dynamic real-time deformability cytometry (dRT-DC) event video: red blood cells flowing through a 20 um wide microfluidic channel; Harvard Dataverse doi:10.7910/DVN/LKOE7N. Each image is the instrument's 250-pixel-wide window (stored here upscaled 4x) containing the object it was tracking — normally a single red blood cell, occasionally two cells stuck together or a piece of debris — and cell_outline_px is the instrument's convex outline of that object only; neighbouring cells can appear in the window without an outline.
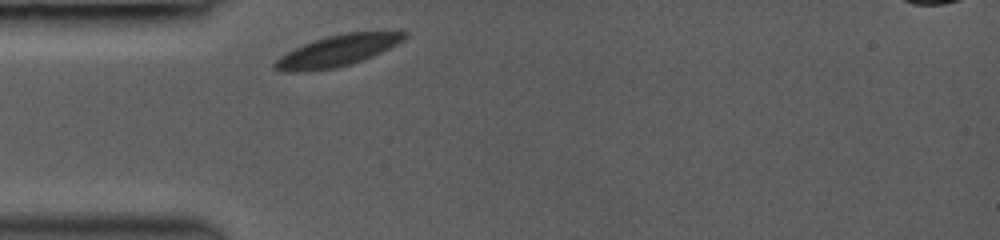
{"species": "common noctule bat (a hibernating species)", "species_latin": "Nyctalus noctula", "temperature_condition": "room temperature", "stored_images_in_passage": 1, "camera_frame_rate_fps": 3000, "um_per_image_px": 0.085, "animal": {"sex": "female", "body_mass_g": 19.0, "forearm_length_mm": 53.3}, "frame": {"image": 1, "passage_image": 1, "time_ms": 0.0, "image_size_px": [1000, 240], "cell_outline_px": [[408, 36], [404, 40], [364, 60], [352, 64], [336, 68], [308, 72], [284, 72], [272, 68], [272, 64], [280, 56], [304, 44], [328, 36], [344, 32], [408, 32]], "centroid_in_image_um": [28.64, 4.34], "position_along_channel_um": 56.4, "area_um2": 23.47}}